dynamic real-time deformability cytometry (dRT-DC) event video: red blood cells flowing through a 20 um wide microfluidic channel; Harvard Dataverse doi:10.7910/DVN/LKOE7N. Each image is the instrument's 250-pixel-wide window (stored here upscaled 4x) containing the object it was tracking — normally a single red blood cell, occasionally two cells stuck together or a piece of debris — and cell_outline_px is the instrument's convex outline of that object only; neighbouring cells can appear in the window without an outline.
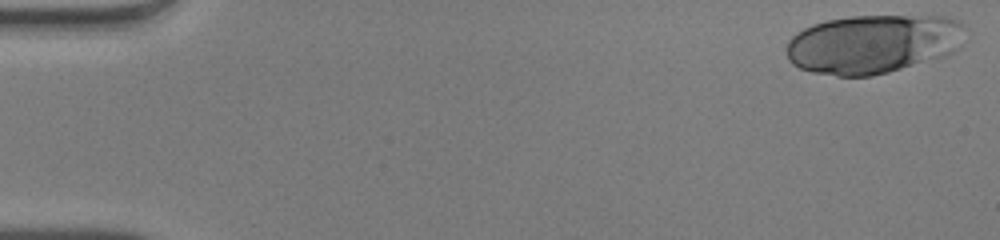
{"species": "human", "species_latin": "Homo sapiens", "temperature_condition": "warm", "stored_images_in_passage": 49, "camera_frame_rate_fps": 3000, "um_per_image_px": 0.085, "donor": {"sex": "male"}, "frame": {"image": 1, "passage_image": 1, "time_ms": 0.0, "image_size_px": [1000, 240], "cell_outline_px": [[960, 24], [956, 48], [952, 52], [944, 56], [888, 72], [872, 76], [836, 76], [812, 72], [800, 68], [792, 64], [788, 60], [788, 40], [796, 32], [812, 24], [828, 20], [852, 16], [944, 16], [956, 20]], "centroid_in_image_um": [74.1, 3.74], "position_along_channel_um": 10.9, "area_um2": 60.52}}